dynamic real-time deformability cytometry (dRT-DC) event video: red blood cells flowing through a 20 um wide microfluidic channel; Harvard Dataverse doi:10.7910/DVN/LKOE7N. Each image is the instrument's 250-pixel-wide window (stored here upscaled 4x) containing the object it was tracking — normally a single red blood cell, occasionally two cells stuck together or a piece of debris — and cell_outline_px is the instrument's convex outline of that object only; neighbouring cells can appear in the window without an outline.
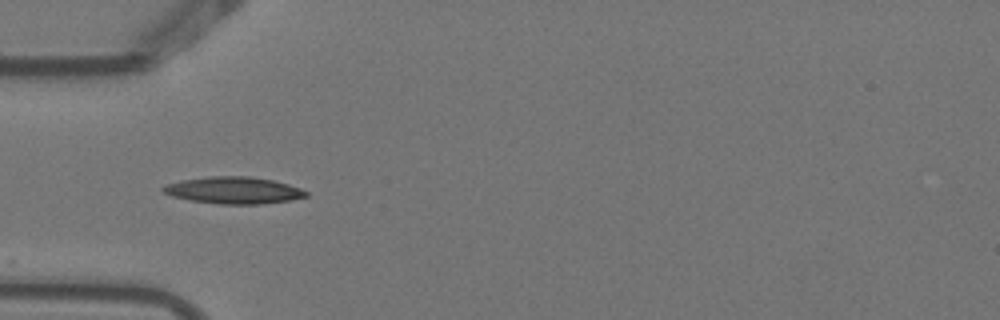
{"species": "Egyptian fruit bat (a non-hibernating species)", "species_latin": "Rousettus aegyptiacus", "temperature_condition": "warm", "stored_images_in_passage": 4, "camera_frame_rate_fps": 3000, "um_per_image_px": 0.085, "animal": {"sex": "female"}, "frame": {"image": 1, "passage_image": 2, "time_ms": 0.333, "image_size_px": [1000, 320], "cell_outline_px": [[308, 196], [288, 200], [260, 204], [220, 204], [192, 200], [172, 196], [164, 192], [160, 188], [168, 184], [180, 180], [208, 176], [248, 176], [272, 180], [288, 184], [300, 188], [308, 192]], "centroid_in_image_um": [19.85, 16.17], "position_along_channel_um": 65.1, "area_um2": 22.2}}
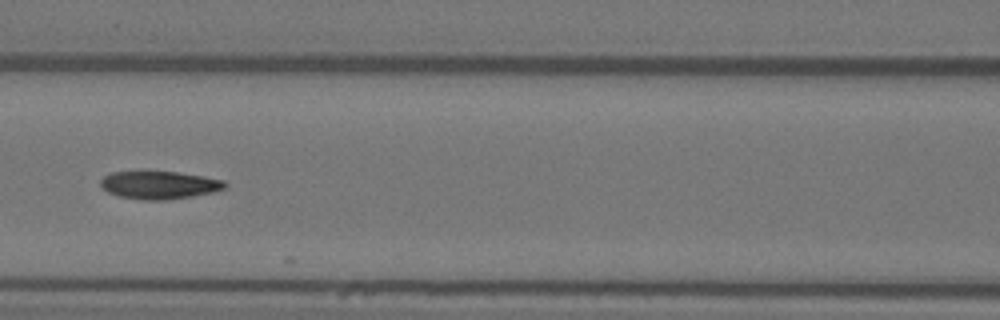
{"frame": {"image": 2, "passage_image": 4, "time_ms": 1.0, "image_size_px": [1000, 320], "cell_outline_px": [[228, 184], [224, 188], [212, 192], [192, 196], [160, 200], [140, 200], [120, 196], [108, 192], [100, 184], [100, 180], [104, 176], [112, 172], [176, 172], [204, 176], [224, 180]], "centroid_in_image_um": [13.55, 15.72], "position_along_channel_um": 153.1, "area_um2": 19.94}}